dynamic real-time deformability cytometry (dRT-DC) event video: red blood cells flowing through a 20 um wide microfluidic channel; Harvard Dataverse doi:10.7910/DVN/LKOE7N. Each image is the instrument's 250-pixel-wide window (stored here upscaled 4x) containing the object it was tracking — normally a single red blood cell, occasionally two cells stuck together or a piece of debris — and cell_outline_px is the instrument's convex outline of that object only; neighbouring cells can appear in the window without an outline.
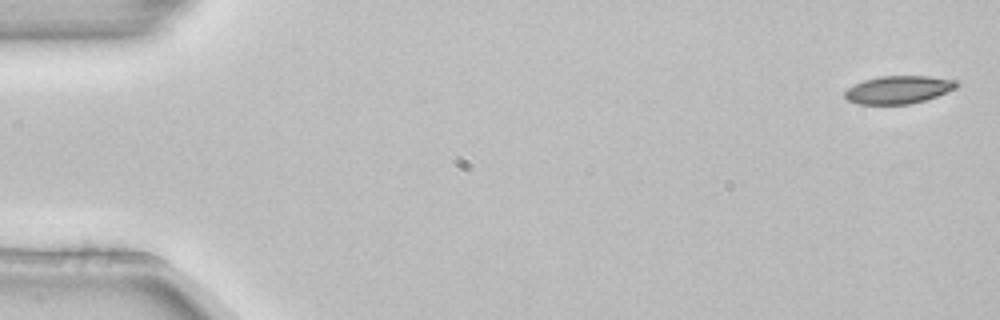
{"species": "common noctule bat (a hibernating species)", "species_latin": "Nyctalus noctula", "temperature_condition": "room temperature", "stored_images_in_passage": 5, "camera_frame_rate_fps": 3000, "um_per_image_px": 0.085, "animal": {"sex": "female", "body_mass_g": 22.7, "forearm_length_mm": 54.2}, "frame": {"image": 1, "passage_image": 1, "time_ms": 0.0, "image_size_px": [1000, 320], "cell_outline_px": [[956, 88], [936, 96], [912, 104], [860, 104], [848, 100], [844, 96], [844, 92], [848, 88], [864, 80], [880, 76], [928, 76], [956, 80]], "centroid_in_image_um": [76.35, 7.62], "position_along_channel_um": 8.6, "area_um2": 17.92}}